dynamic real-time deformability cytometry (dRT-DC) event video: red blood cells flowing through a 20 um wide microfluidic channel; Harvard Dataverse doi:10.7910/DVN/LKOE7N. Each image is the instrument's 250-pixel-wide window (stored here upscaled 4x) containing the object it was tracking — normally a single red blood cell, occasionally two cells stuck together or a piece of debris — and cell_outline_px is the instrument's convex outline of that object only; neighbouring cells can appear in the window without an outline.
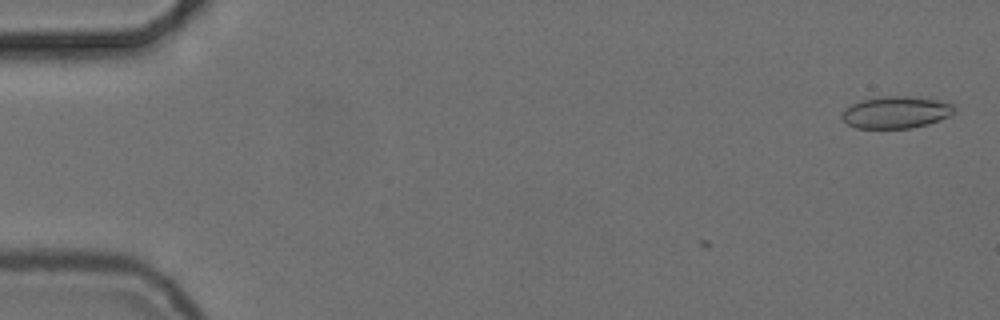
{"species": "common noctule bat (a hibernating species)", "species_latin": "Nyctalus noctula", "temperature_condition": "cold", "stored_images_in_passage": 7, "camera_frame_rate_fps": 3000, "um_per_image_px": 0.085, "animal": {"sex": "female", "body_mass_g": 24.6, "forearm_length_mm": 56.2}, "frame": {"image": 1, "passage_image": 7, "time_ms": 2.0, "image_size_px": [1000, 320], "cell_outline_px": [[952, 112], [948, 116], [928, 124], [912, 128], [856, 128], [848, 124], [840, 116], [840, 112], [844, 108], [860, 100], [884, 96], [908, 96], [948, 100], [952, 104]], "centroid_in_image_um": [76.13, 9.53], "position_along_channel_um": 8.9, "area_um2": 21.1}}